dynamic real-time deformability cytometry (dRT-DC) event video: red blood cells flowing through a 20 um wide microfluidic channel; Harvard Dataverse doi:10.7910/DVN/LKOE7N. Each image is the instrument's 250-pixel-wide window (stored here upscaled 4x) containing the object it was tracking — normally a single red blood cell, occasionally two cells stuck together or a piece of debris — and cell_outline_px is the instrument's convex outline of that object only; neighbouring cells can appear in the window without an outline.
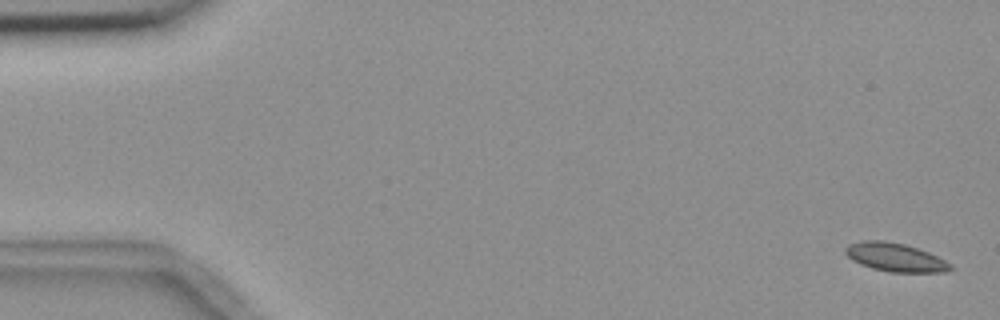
{"species": "common noctule bat (a hibernating species)", "species_latin": "Nyctalus noctula", "temperature_condition": "room temperature", "stored_images_in_passage": 5, "camera_frame_rate_fps": 3000, "um_per_image_px": 0.085, "animal": {"sex": "female", "body_mass_g": 18.4}, "frame": {"image": 1, "passage_image": 1, "time_ms": 0.0, "image_size_px": [1000, 320], "cell_outline_px": [[956, 268], [948, 272], [888, 272], [872, 268], [860, 264], [852, 260], [844, 252], [844, 248], [848, 244], [860, 240], [884, 240], [904, 244], [928, 252], [952, 264]], "centroid_in_image_um": [76.09, 21.87], "position_along_channel_um": 8.9, "area_um2": 17.63}}